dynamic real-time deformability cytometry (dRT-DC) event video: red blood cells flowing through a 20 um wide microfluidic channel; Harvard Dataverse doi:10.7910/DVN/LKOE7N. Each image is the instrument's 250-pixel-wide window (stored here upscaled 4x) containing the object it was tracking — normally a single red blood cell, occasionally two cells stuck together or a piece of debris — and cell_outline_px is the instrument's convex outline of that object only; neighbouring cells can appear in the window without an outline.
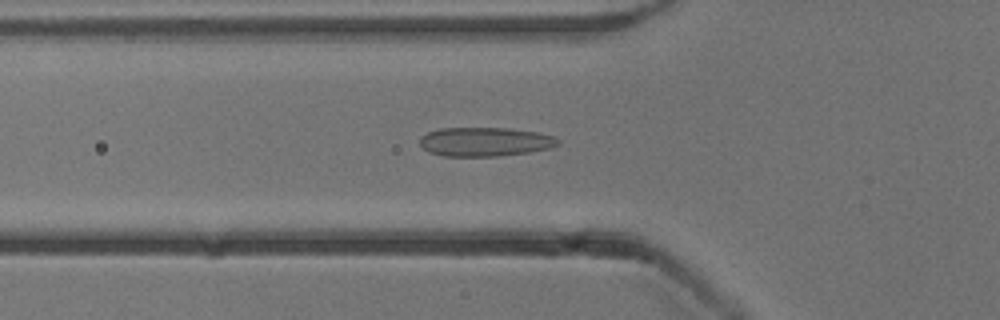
{"species": "common noctule bat (a hibernating species)", "species_latin": "Nyctalus noctula", "temperature_condition": "cold", "stored_images_in_passage": 52, "camera_frame_rate_fps": 3000, "um_per_image_px": 0.085, "animal": {"sex": "male", "body_mass_g": 13.3}, "frame": {"image": 1, "passage_image": 17, "time_ms": 5.333, "image_size_px": [1000, 320], "cell_outline_px": [[560, 144], [552, 148], [528, 152], [496, 156], [444, 156], [428, 152], [420, 144], [420, 136], [428, 132], [440, 128], [508, 128], [540, 132], [552, 136], [560, 140]], "centroid_in_image_um": [41.24, 12.04], "position_along_channel_um": 84.6, "area_um2": 23.47}}
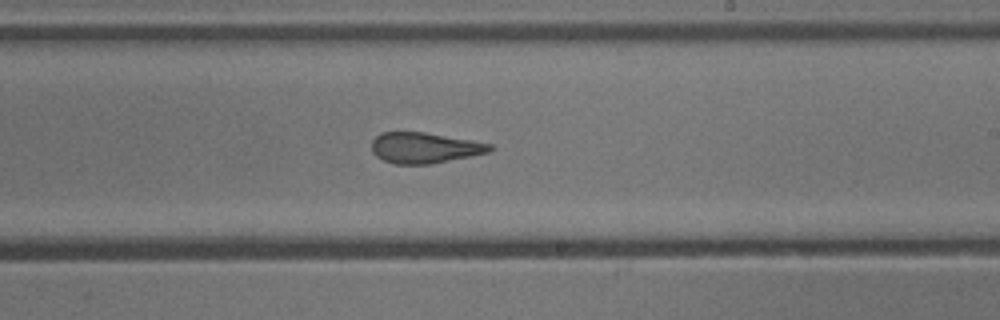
{"frame": {"image": 2, "passage_image": 30, "time_ms": 9.667, "image_size_px": [1000, 320], "cell_outline_px": [[496, 148], [492, 152], [428, 164], [396, 164], [384, 160], [376, 156], [372, 152], [372, 140], [380, 132], [424, 132], [472, 140], [492, 144]], "centroid_in_image_um": [36.12, 12.56], "position_along_channel_um": 252.9, "area_um2": 21.21}}
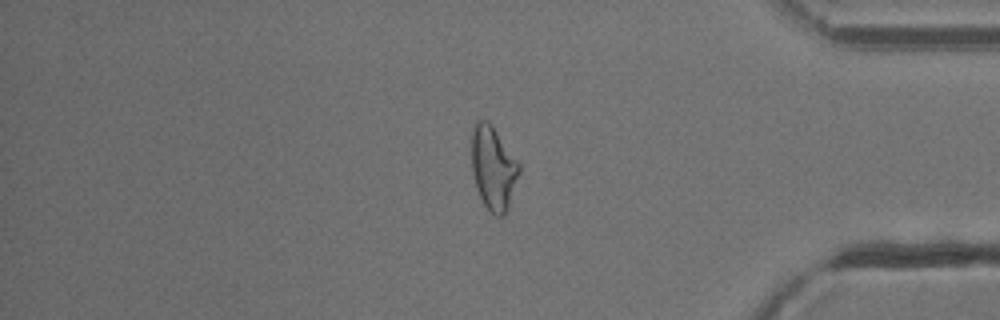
{"frame": {"image": 3, "passage_image": 43, "time_ms": 14.0, "image_size_px": [1000, 320], "cell_outline_px": [[520, 172], [508, 212], [504, 216], [496, 216], [484, 204], [476, 188], [472, 172], [472, 128], [476, 120], [488, 120], [492, 124], [520, 164]], "centroid_in_image_um": [41.94, 14.28], "position_along_channel_um": 393.3, "area_um2": 23.41}, "authors_computed_cell_mechanics": {"area_um2": 23.3512, "velocity_mm_per_s": 3.8597, "shape_relaxation_time_tau1_ms": 9.2963, "shape_relaxation_time_tau2_ms": 1.6269, "deformation_change_tau1": 0.1942, "deformation_change_tau2": 0.0822}}